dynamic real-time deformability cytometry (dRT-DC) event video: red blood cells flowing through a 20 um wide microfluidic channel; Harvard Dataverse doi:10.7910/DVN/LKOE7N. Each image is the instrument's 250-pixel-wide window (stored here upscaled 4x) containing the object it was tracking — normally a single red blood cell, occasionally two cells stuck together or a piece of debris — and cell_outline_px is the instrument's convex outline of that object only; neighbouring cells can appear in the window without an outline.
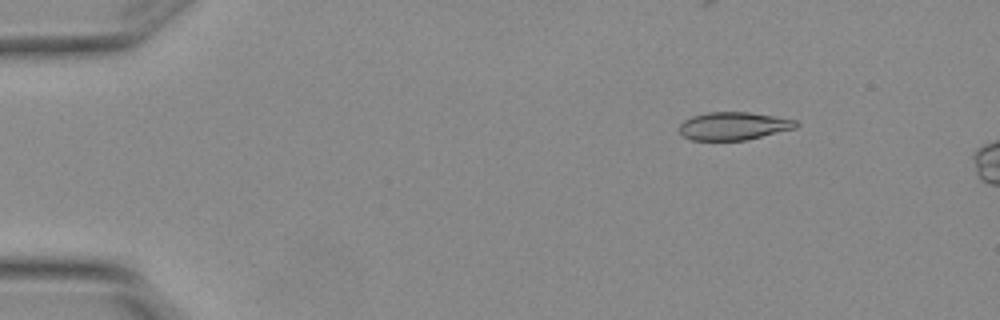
{"species": "Egyptian fruit bat (a non-hibernating species)", "species_latin": "Rousettus aegyptiacus", "temperature_condition": "warm", "stored_images_in_passage": 3, "camera_frame_rate_fps": 3000, "um_per_image_px": 0.085, "animal": {"sex": "female"}, "frame": {"image": 1, "passage_image": 1, "time_ms": 0.0, "image_size_px": [1000, 320], "cell_outline_px": [[800, 124], [796, 128], [744, 140], [692, 140], [684, 136], [680, 132], [680, 124], [684, 120], [692, 116], [708, 112], [748, 112], [796, 120]], "centroid_in_image_um": [62.35, 10.7], "position_along_channel_um": 22.7, "area_um2": 18.79}}